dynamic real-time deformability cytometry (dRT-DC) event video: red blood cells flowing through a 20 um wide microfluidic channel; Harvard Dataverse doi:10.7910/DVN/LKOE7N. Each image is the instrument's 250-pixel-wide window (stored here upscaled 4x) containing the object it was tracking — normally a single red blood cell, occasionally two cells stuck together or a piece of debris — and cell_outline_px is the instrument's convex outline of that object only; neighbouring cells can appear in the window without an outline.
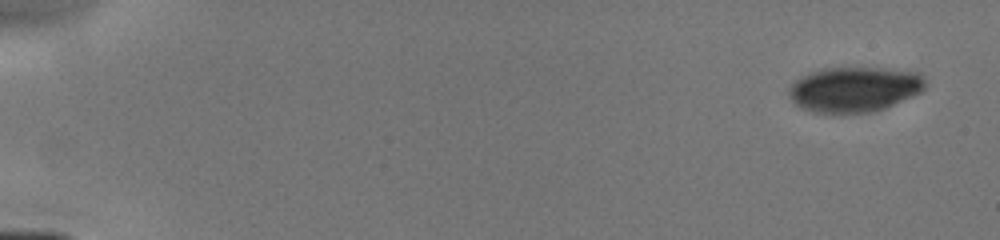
{"species": "human", "species_latin": "Homo sapiens", "temperature_condition": "cold", "stored_images_in_passage": 6, "camera_frame_rate_fps": 3000, "um_per_image_px": 0.085, "donor": {"sex": "male"}, "frame": {"image": 1, "passage_image": 1, "time_ms": 0.0, "image_size_px": [1000, 240], "cell_outline_px": [[924, 88], [920, 92], [912, 96], [884, 108], [872, 112], [812, 112], [796, 104], [788, 96], [788, 92], [792, 84], [796, 80], [820, 68], [884, 68], [920, 72], [924, 76]], "centroid_in_image_um": [72.64, 7.57], "position_along_channel_um": 12.4, "area_um2": 35.49}}
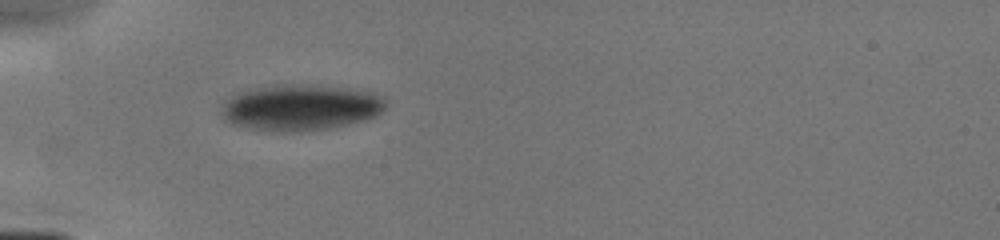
{"frame": {"image": 2, "passage_image": 5, "time_ms": 4.667, "image_size_px": [1000, 240], "cell_outline_px": [[388, 104], [384, 112], [376, 116], [364, 120], [348, 124], [324, 128], [284, 132], [248, 128], [236, 124], [228, 120], [224, 116], [224, 104], [236, 92], [252, 88], [276, 84], [312, 84], [348, 88], [372, 92], [384, 96], [388, 100]], "centroid_in_image_um": [25.65, 9.1], "position_along_channel_um": 59.4, "area_um2": 44.04}}